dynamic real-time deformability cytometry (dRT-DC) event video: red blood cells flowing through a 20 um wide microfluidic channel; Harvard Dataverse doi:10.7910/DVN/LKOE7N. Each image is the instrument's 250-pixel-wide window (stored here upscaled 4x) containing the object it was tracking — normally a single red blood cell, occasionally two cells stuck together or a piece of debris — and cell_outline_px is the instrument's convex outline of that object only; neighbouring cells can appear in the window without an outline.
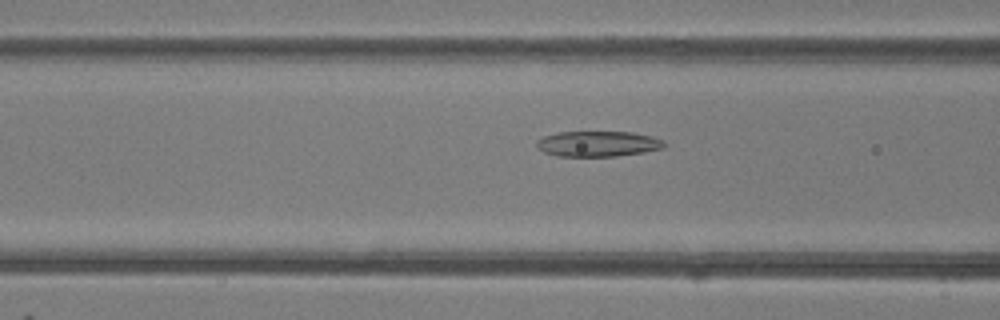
{"species": "common noctule bat (a hibernating species)", "species_latin": "Nyctalus noctula", "temperature_condition": "room temperature", "stored_images_in_passage": 26, "camera_frame_rate_fps": 3000, "um_per_image_px": 0.085, "animal": {"sex": "female"}, "frame": {"image": 1, "passage_image": 7, "time_ms": 2.0, "image_size_px": [1000, 320], "cell_outline_px": [[668, 144], [664, 148], [644, 152], [616, 156], [556, 156], [544, 152], [536, 148], [536, 140], [544, 136], [556, 132], [632, 132], [652, 136], [664, 140]], "centroid_in_image_um": [50.83, 12.22], "position_along_channel_um": 115.8, "area_um2": 19.19}}
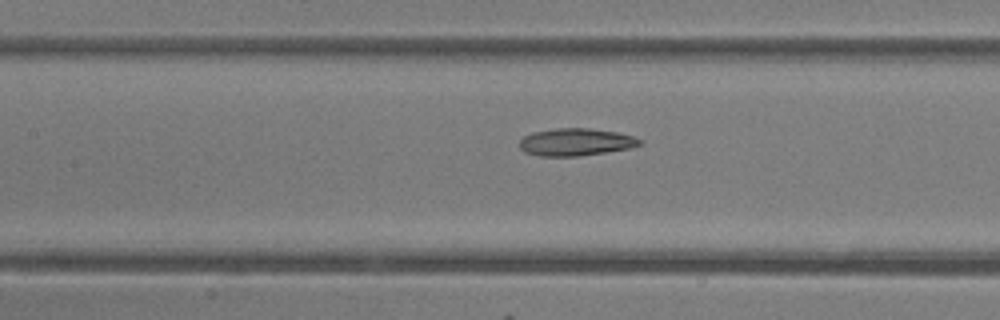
{"frame": {"image": 2, "passage_image": 10, "time_ms": 3.0, "image_size_px": [1000, 320], "cell_outline_px": [[644, 144], [628, 148], [580, 156], [540, 156], [524, 152], [520, 148], [520, 140], [524, 136], [532, 132], [556, 128], [588, 128], [616, 132], [632, 136], [644, 140]], "centroid_in_image_um": [48.94, 12.07], "position_along_channel_um": 158.5, "area_um2": 19.19}}
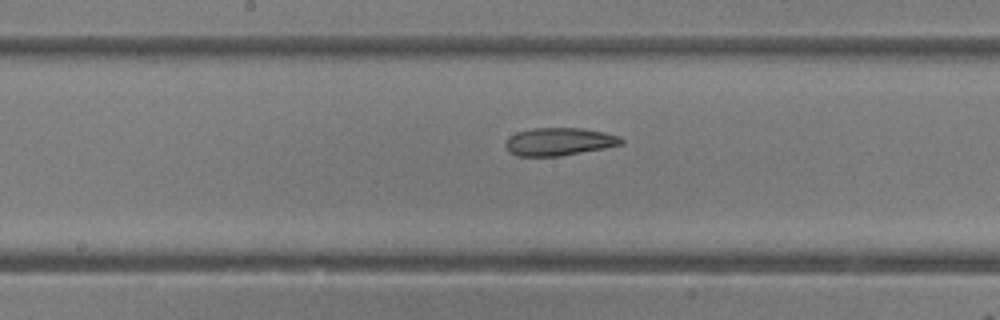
{"frame": {"image": 3, "passage_image": 13, "time_ms": 4.0, "image_size_px": [1000, 320], "cell_outline_px": [[624, 144], [604, 148], [560, 156], [516, 156], [508, 152], [504, 144], [508, 136], [516, 132], [532, 128], [584, 128], [604, 132], [620, 136], [624, 140]], "centroid_in_image_um": [47.5, 12.04], "position_along_channel_um": 200.7, "area_um2": 19.02}}